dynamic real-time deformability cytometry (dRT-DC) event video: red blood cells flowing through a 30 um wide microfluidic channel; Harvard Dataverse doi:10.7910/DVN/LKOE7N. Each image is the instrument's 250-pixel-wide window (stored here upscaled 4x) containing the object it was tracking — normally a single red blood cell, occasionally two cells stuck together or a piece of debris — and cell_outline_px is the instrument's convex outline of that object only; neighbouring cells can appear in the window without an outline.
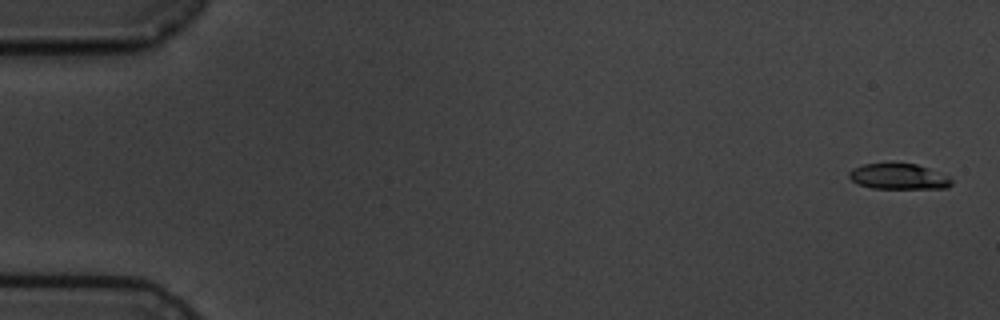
{"species": "common noctule bat (a hibernating species)", "species_latin": "Nyctalus noctula", "temperature_condition": "cold", "stored_images_in_passage": 6, "camera_frame_rate_fps": 3000, "um_per_image_px": 0.085, "animal": {"sex": "male", "body_mass_g": 19.5, "forearm_length_mm": 54.6}, "frame": {"image": 1, "passage_image": 1, "time_ms": 0.0, "image_size_px": [1000, 320], "cell_outline_px": [[952, 184], [948, 188], [872, 188], [856, 184], [848, 176], [848, 172], [852, 168], [864, 164], [892, 160], [916, 164], [928, 168], [948, 176], [952, 180]], "centroid_in_image_um": [76.33, 14.96], "position_along_channel_um": 8.7, "area_um2": 15.95}}
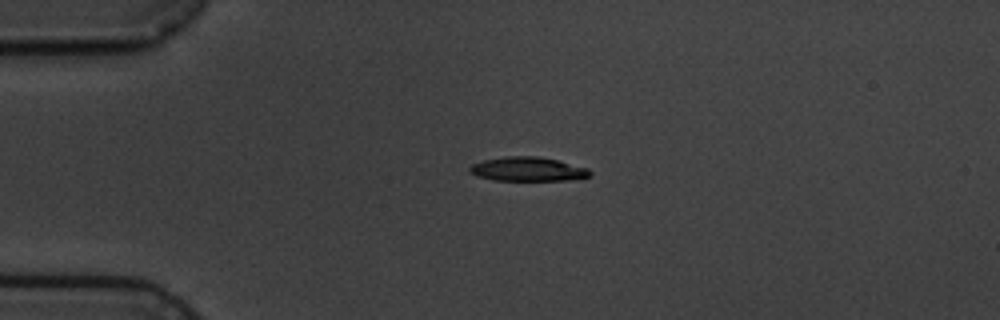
{"frame": {"image": 2, "passage_image": 4, "time_ms": 4.0, "image_size_px": [1000, 320], "cell_outline_px": [[592, 176], [568, 180], [492, 180], [476, 176], [468, 172], [468, 168], [472, 164], [484, 160], [508, 156], [536, 156], [556, 160], [588, 168], [592, 172]], "centroid_in_image_um": [44.84, 14.38], "position_along_channel_um": 40.2, "area_um2": 16.88}}
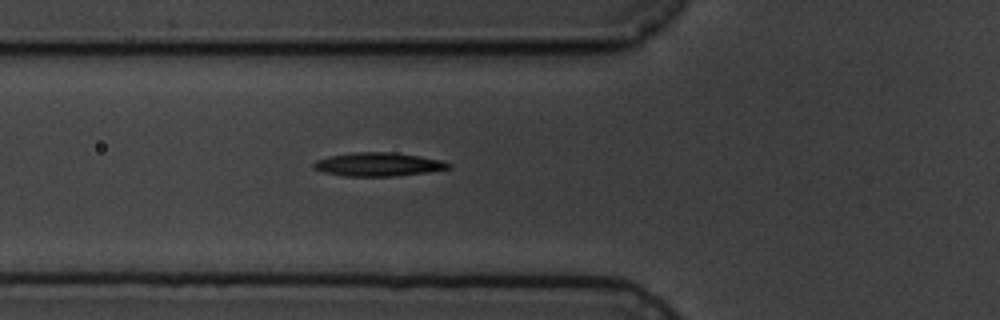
{"frame": {"image": 3, "passage_image": 6, "time_ms": 6.333, "image_size_px": [1000, 320], "cell_outline_px": [[452, 168], [424, 172], [392, 176], [344, 176], [324, 172], [312, 168], [312, 164], [316, 160], [328, 156], [352, 152], [396, 152], [420, 156], [440, 160], [452, 164]], "centroid_in_image_um": [32.11, 13.96], "position_along_channel_um": 93.7, "area_um2": 18.55}}